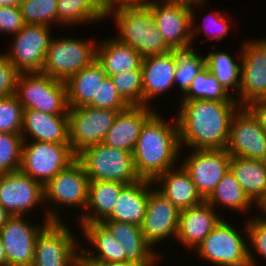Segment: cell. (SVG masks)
<instances>
[{
	"mask_svg": "<svg viewBox=\"0 0 266 266\" xmlns=\"http://www.w3.org/2000/svg\"><path fill=\"white\" fill-rule=\"evenodd\" d=\"M176 114L179 143L192 149H225L230 121L240 107L237 101H179Z\"/></svg>",
	"mask_w": 266,
	"mask_h": 266,
	"instance_id": "obj_1",
	"label": "cell"
},
{
	"mask_svg": "<svg viewBox=\"0 0 266 266\" xmlns=\"http://www.w3.org/2000/svg\"><path fill=\"white\" fill-rule=\"evenodd\" d=\"M161 115L156 112L144 124L132 152L134 166L141 179L154 181L175 167L182 155L177 119L169 122Z\"/></svg>",
	"mask_w": 266,
	"mask_h": 266,
	"instance_id": "obj_2",
	"label": "cell"
},
{
	"mask_svg": "<svg viewBox=\"0 0 266 266\" xmlns=\"http://www.w3.org/2000/svg\"><path fill=\"white\" fill-rule=\"evenodd\" d=\"M110 17L118 28L115 38L130 45L143 58L173 51L155 27L153 13L147 5L112 11L106 18Z\"/></svg>",
	"mask_w": 266,
	"mask_h": 266,
	"instance_id": "obj_3",
	"label": "cell"
},
{
	"mask_svg": "<svg viewBox=\"0 0 266 266\" xmlns=\"http://www.w3.org/2000/svg\"><path fill=\"white\" fill-rule=\"evenodd\" d=\"M89 183L85 169L77 159L67 168L59 171L43 186L44 203H50L48 208L44 207L46 209H44L43 221H63L61 214H64L62 212V210L65 211L64 207L66 209L76 207L78 211L81 209L82 212L78 217L83 214L88 202Z\"/></svg>",
	"mask_w": 266,
	"mask_h": 266,
	"instance_id": "obj_4",
	"label": "cell"
},
{
	"mask_svg": "<svg viewBox=\"0 0 266 266\" xmlns=\"http://www.w3.org/2000/svg\"><path fill=\"white\" fill-rule=\"evenodd\" d=\"M244 225L238 231L223 217L194 253L213 266H250L246 221Z\"/></svg>",
	"mask_w": 266,
	"mask_h": 266,
	"instance_id": "obj_5",
	"label": "cell"
},
{
	"mask_svg": "<svg viewBox=\"0 0 266 266\" xmlns=\"http://www.w3.org/2000/svg\"><path fill=\"white\" fill-rule=\"evenodd\" d=\"M88 179L130 184L139 181L133 154L125 149L112 148L104 143L95 144L77 154Z\"/></svg>",
	"mask_w": 266,
	"mask_h": 266,
	"instance_id": "obj_6",
	"label": "cell"
},
{
	"mask_svg": "<svg viewBox=\"0 0 266 266\" xmlns=\"http://www.w3.org/2000/svg\"><path fill=\"white\" fill-rule=\"evenodd\" d=\"M15 95L24 110L34 109L47 114L68 115L65 81L42 72L21 73Z\"/></svg>",
	"mask_w": 266,
	"mask_h": 266,
	"instance_id": "obj_7",
	"label": "cell"
},
{
	"mask_svg": "<svg viewBox=\"0 0 266 266\" xmlns=\"http://www.w3.org/2000/svg\"><path fill=\"white\" fill-rule=\"evenodd\" d=\"M97 44L93 38L52 37L41 72L66 81L96 60Z\"/></svg>",
	"mask_w": 266,
	"mask_h": 266,
	"instance_id": "obj_8",
	"label": "cell"
},
{
	"mask_svg": "<svg viewBox=\"0 0 266 266\" xmlns=\"http://www.w3.org/2000/svg\"><path fill=\"white\" fill-rule=\"evenodd\" d=\"M76 159L70 144L23 141L20 171L44 186Z\"/></svg>",
	"mask_w": 266,
	"mask_h": 266,
	"instance_id": "obj_9",
	"label": "cell"
},
{
	"mask_svg": "<svg viewBox=\"0 0 266 266\" xmlns=\"http://www.w3.org/2000/svg\"><path fill=\"white\" fill-rule=\"evenodd\" d=\"M64 222L50 221L40 230L32 266H75L81 243Z\"/></svg>",
	"mask_w": 266,
	"mask_h": 266,
	"instance_id": "obj_10",
	"label": "cell"
},
{
	"mask_svg": "<svg viewBox=\"0 0 266 266\" xmlns=\"http://www.w3.org/2000/svg\"><path fill=\"white\" fill-rule=\"evenodd\" d=\"M122 111L88 106L69 108V140L77 155L86 147L103 143L114 120Z\"/></svg>",
	"mask_w": 266,
	"mask_h": 266,
	"instance_id": "obj_11",
	"label": "cell"
},
{
	"mask_svg": "<svg viewBox=\"0 0 266 266\" xmlns=\"http://www.w3.org/2000/svg\"><path fill=\"white\" fill-rule=\"evenodd\" d=\"M52 28L42 24H26L12 37L9 51L4 54L21 73L41 72ZM8 52V53H7Z\"/></svg>",
	"mask_w": 266,
	"mask_h": 266,
	"instance_id": "obj_12",
	"label": "cell"
},
{
	"mask_svg": "<svg viewBox=\"0 0 266 266\" xmlns=\"http://www.w3.org/2000/svg\"><path fill=\"white\" fill-rule=\"evenodd\" d=\"M241 49L240 107L260 100L266 92V37L245 40Z\"/></svg>",
	"mask_w": 266,
	"mask_h": 266,
	"instance_id": "obj_13",
	"label": "cell"
},
{
	"mask_svg": "<svg viewBox=\"0 0 266 266\" xmlns=\"http://www.w3.org/2000/svg\"><path fill=\"white\" fill-rule=\"evenodd\" d=\"M181 160L182 166L191 177L198 192L206 201L217 184L230 170L231 156L225 149H192Z\"/></svg>",
	"mask_w": 266,
	"mask_h": 266,
	"instance_id": "obj_14",
	"label": "cell"
},
{
	"mask_svg": "<svg viewBox=\"0 0 266 266\" xmlns=\"http://www.w3.org/2000/svg\"><path fill=\"white\" fill-rule=\"evenodd\" d=\"M225 150L230 156L266 161V132L246 107L232 116Z\"/></svg>",
	"mask_w": 266,
	"mask_h": 266,
	"instance_id": "obj_15",
	"label": "cell"
},
{
	"mask_svg": "<svg viewBox=\"0 0 266 266\" xmlns=\"http://www.w3.org/2000/svg\"><path fill=\"white\" fill-rule=\"evenodd\" d=\"M146 5L153 13L155 27L173 50L193 49L190 7L159 0H147Z\"/></svg>",
	"mask_w": 266,
	"mask_h": 266,
	"instance_id": "obj_16",
	"label": "cell"
},
{
	"mask_svg": "<svg viewBox=\"0 0 266 266\" xmlns=\"http://www.w3.org/2000/svg\"><path fill=\"white\" fill-rule=\"evenodd\" d=\"M0 204L11 216L29 218L31 210L44 205L43 185L20 170L0 174Z\"/></svg>",
	"mask_w": 266,
	"mask_h": 266,
	"instance_id": "obj_17",
	"label": "cell"
},
{
	"mask_svg": "<svg viewBox=\"0 0 266 266\" xmlns=\"http://www.w3.org/2000/svg\"><path fill=\"white\" fill-rule=\"evenodd\" d=\"M180 210L158 192L149 180V198L140 229L146 242L157 251V244L169 238L176 241ZM162 241V242H161Z\"/></svg>",
	"mask_w": 266,
	"mask_h": 266,
	"instance_id": "obj_18",
	"label": "cell"
},
{
	"mask_svg": "<svg viewBox=\"0 0 266 266\" xmlns=\"http://www.w3.org/2000/svg\"><path fill=\"white\" fill-rule=\"evenodd\" d=\"M48 222L36 225L26 220L25 216H11L8 219L0 229L6 266H32L37 235Z\"/></svg>",
	"mask_w": 266,
	"mask_h": 266,
	"instance_id": "obj_19",
	"label": "cell"
},
{
	"mask_svg": "<svg viewBox=\"0 0 266 266\" xmlns=\"http://www.w3.org/2000/svg\"><path fill=\"white\" fill-rule=\"evenodd\" d=\"M176 63L177 50L142 59L143 106L152 107L156 97L174 87Z\"/></svg>",
	"mask_w": 266,
	"mask_h": 266,
	"instance_id": "obj_20",
	"label": "cell"
},
{
	"mask_svg": "<svg viewBox=\"0 0 266 266\" xmlns=\"http://www.w3.org/2000/svg\"><path fill=\"white\" fill-rule=\"evenodd\" d=\"M220 215L207 201L181 210L176 240L186 249L195 251L223 218Z\"/></svg>",
	"mask_w": 266,
	"mask_h": 266,
	"instance_id": "obj_21",
	"label": "cell"
},
{
	"mask_svg": "<svg viewBox=\"0 0 266 266\" xmlns=\"http://www.w3.org/2000/svg\"><path fill=\"white\" fill-rule=\"evenodd\" d=\"M23 141L70 144L68 115L47 114L34 109L23 112Z\"/></svg>",
	"mask_w": 266,
	"mask_h": 266,
	"instance_id": "obj_22",
	"label": "cell"
},
{
	"mask_svg": "<svg viewBox=\"0 0 266 266\" xmlns=\"http://www.w3.org/2000/svg\"><path fill=\"white\" fill-rule=\"evenodd\" d=\"M149 106H130L119 112L103 143L133 152L144 124L157 112Z\"/></svg>",
	"mask_w": 266,
	"mask_h": 266,
	"instance_id": "obj_23",
	"label": "cell"
},
{
	"mask_svg": "<svg viewBox=\"0 0 266 266\" xmlns=\"http://www.w3.org/2000/svg\"><path fill=\"white\" fill-rule=\"evenodd\" d=\"M102 223L122 246L125 261L138 266L159 265L157 262L162 260L161 256L146 242L140 226L119 221H103Z\"/></svg>",
	"mask_w": 266,
	"mask_h": 266,
	"instance_id": "obj_24",
	"label": "cell"
},
{
	"mask_svg": "<svg viewBox=\"0 0 266 266\" xmlns=\"http://www.w3.org/2000/svg\"><path fill=\"white\" fill-rule=\"evenodd\" d=\"M153 184L155 189L180 211L205 201L181 164L159 175Z\"/></svg>",
	"mask_w": 266,
	"mask_h": 266,
	"instance_id": "obj_25",
	"label": "cell"
},
{
	"mask_svg": "<svg viewBox=\"0 0 266 266\" xmlns=\"http://www.w3.org/2000/svg\"><path fill=\"white\" fill-rule=\"evenodd\" d=\"M149 198V180L126 184L120 191L112 213L104 221H119L140 226Z\"/></svg>",
	"mask_w": 266,
	"mask_h": 266,
	"instance_id": "obj_26",
	"label": "cell"
},
{
	"mask_svg": "<svg viewBox=\"0 0 266 266\" xmlns=\"http://www.w3.org/2000/svg\"><path fill=\"white\" fill-rule=\"evenodd\" d=\"M107 74L95 60L66 81L69 108L88 106L97 108V90Z\"/></svg>",
	"mask_w": 266,
	"mask_h": 266,
	"instance_id": "obj_27",
	"label": "cell"
},
{
	"mask_svg": "<svg viewBox=\"0 0 266 266\" xmlns=\"http://www.w3.org/2000/svg\"><path fill=\"white\" fill-rule=\"evenodd\" d=\"M142 59L130 45L119 42L115 36L97 44L96 60L107 76L141 70Z\"/></svg>",
	"mask_w": 266,
	"mask_h": 266,
	"instance_id": "obj_28",
	"label": "cell"
},
{
	"mask_svg": "<svg viewBox=\"0 0 266 266\" xmlns=\"http://www.w3.org/2000/svg\"><path fill=\"white\" fill-rule=\"evenodd\" d=\"M124 183L91 181L85 212L78 217L79 224L102 223L113 211Z\"/></svg>",
	"mask_w": 266,
	"mask_h": 266,
	"instance_id": "obj_29",
	"label": "cell"
},
{
	"mask_svg": "<svg viewBox=\"0 0 266 266\" xmlns=\"http://www.w3.org/2000/svg\"><path fill=\"white\" fill-rule=\"evenodd\" d=\"M79 227L88 245L93 246L89 249L81 245V249L87 255L105 263L125 261L122 246L103 223L80 224Z\"/></svg>",
	"mask_w": 266,
	"mask_h": 266,
	"instance_id": "obj_30",
	"label": "cell"
},
{
	"mask_svg": "<svg viewBox=\"0 0 266 266\" xmlns=\"http://www.w3.org/2000/svg\"><path fill=\"white\" fill-rule=\"evenodd\" d=\"M230 170L255 203L266 193V161L231 156Z\"/></svg>",
	"mask_w": 266,
	"mask_h": 266,
	"instance_id": "obj_31",
	"label": "cell"
},
{
	"mask_svg": "<svg viewBox=\"0 0 266 266\" xmlns=\"http://www.w3.org/2000/svg\"><path fill=\"white\" fill-rule=\"evenodd\" d=\"M214 209L216 206L227 208L237 213H247L253 210L256 205L245 193L244 189L235 179L234 174L229 170L222 180L217 184L214 192L206 200ZM220 205V206H219ZM222 206V208H221Z\"/></svg>",
	"mask_w": 266,
	"mask_h": 266,
	"instance_id": "obj_32",
	"label": "cell"
},
{
	"mask_svg": "<svg viewBox=\"0 0 266 266\" xmlns=\"http://www.w3.org/2000/svg\"><path fill=\"white\" fill-rule=\"evenodd\" d=\"M205 66L221 86L236 99L240 89L241 53L236 62L231 54L225 51H209V54L205 56ZM231 91H234V95Z\"/></svg>",
	"mask_w": 266,
	"mask_h": 266,
	"instance_id": "obj_33",
	"label": "cell"
},
{
	"mask_svg": "<svg viewBox=\"0 0 266 266\" xmlns=\"http://www.w3.org/2000/svg\"><path fill=\"white\" fill-rule=\"evenodd\" d=\"M104 19L98 0H58L57 25L61 27L95 24Z\"/></svg>",
	"mask_w": 266,
	"mask_h": 266,
	"instance_id": "obj_34",
	"label": "cell"
},
{
	"mask_svg": "<svg viewBox=\"0 0 266 266\" xmlns=\"http://www.w3.org/2000/svg\"><path fill=\"white\" fill-rule=\"evenodd\" d=\"M192 100L236 101L206 66L197 74L188 91L180 97V101Z\"/></svg>",
	"mask_w": 266,
	"mask_h": 266,
	"instance_id": "obj_35",
	"label": "cell"
},
{
	"mask_svg": "<svg viewBox=\"0 0 266 266\" xmlns=\"http://www.w3.org/2000/svg\"><path fill=\"white\" fill-rule=\"evenodd\" d=\"M195 49L177 51L174 86L181 90L182 97L190 88L197 74L205 67V55L199 54Z\"/></svg>",
	"mask_w": 266,
	"mask_h": 266,
	"instance_id": "obj_36",
	"label": "cell"
},
{
	"mask_svg": "<svg viewBox=\"0 0 266 266\" xmlns=\"http://www.w3.org/2000/svg\"><path fill=\"white\" fill-rule=\"evenodd\" d=\"M204 5H207V4L201 3L198 5H194L193 7H190L191 17H192V24L191 25H192V40H193L192 41V47H193V49H195L194 48V38H197L199 33L204 32V35L207 36L212 29L211 27H213V28L215 27L214 32L211 31L212 37H210V35H209L208 36L209 38H207V39L205 38L204 40L206 42L208 40L209 41H213V40L220 41L224 37H227V34H228L230 28H232V26H233L232 25L233 22L231 23V22H229L230 20L225 19L226 17L222 16V12L219 10H213L212 12L210 11V13L205 16L208 18L209 23L211 22L210 24L208 22L206 23L207 20L206 21L203 20L204 23H202V24H199V23L196 24L195 21H196L197 17H195L196 16L195 10L198 7L197 9H200V11H201V8L206 7ZM208 24L211 26H209Z\"/></svg>",
	"mask_w": 266,
	"mask_h": 266,
	"instance_id": "obj_37",
	"label": "cell"
},
{
	"mask_svg": "<svg viewBox=\"0 0 266 266\" xmlns=\"http://www.w3.org/2000/svg\"><path fill=\"white\" fill-rule=\"evenodd\" d=\"M58 0H23L20 9L26 24L57 26Z\"/></svg>",
	"mask_w": 266,
	"mask_h": 266,
	"instance_id": "obj_38",
	"label": "cell"
},
{
	"mask_svg": "<svg viewBox=\"0 0 266 266\" xmlns=\"http://www.w3.org/2000/svg\"><path fill=\"white\" fill-rule=\"evenodd\" d=\"M22 145L21 134L0 132V174L20 170Z\"/></svg>",
	"mask_w": 266,
	"mask_h": 266,
	"instance_id": "obj_39",
	"label": "cell"
},
{
	"mask_svg": "<svg viewBox=\"0 0 266 266\" xmlns=\"http://www.w3.org/2000/svg\"><path fill=\"white\" fill-rule=\"evenodd\" d=\"M121 97L130 106H143V86L141 70L126 71L109 76Z\"/></svg>",
	"mask_w": 266,
	"mask_h": 266,
	"instance_id": "obj_40",
	"label": "cell"
},
{
	"mask_svg": "<svg viewBox=\"0 0 266 266\" xmlns=\"http://www.w3.org/2000/svg\"><path fill=\"white\" fill-rule=\"evenodd\" d=\"M24 108L16 95L0 98V132L21 134Z\"/></svg>",
	"mask_w": 266,
	"mask_h": 266,
	"instance_id": "obj_41",
	"label": "cell"
},
{
	"mask_svg": "<svg viewBox=\"0 0 266 266\" xmlns=\"http://www.w3.org/2000/svg\"><path fill=\"white\" fill-rule=\"evenodd\" d=\"M248 219H246V227L248 231L249 263L250 266H257L256 255L266 260V219L260 218L256 214ZM251 251L256 254L254 255Z\"/></svg>",
	"mask_w": 266,
	"mask_h": 266,
	"instance_id": "obj_42",
	"label": "cell"
},
{
	"mask_svg": "<svg viewBox=\"0 0 266 266\" xmlns=\"http://www.w3.org/2000/svg\"><path fill=\"white\" fill-rule=\"evenodd\" d=\"M130 105L121 97L111 78L107 76L97 90V108L124 111Z\"/></svg>",
	"mask_w": 266,
	"mask_h": 266,
	"instance_id": "obj_43",
	"label": "cell"
},
{
	"mask_svg": "<svg viewBox=\"0 0 266 266\" xmlns=\"http://www.w3.org/2000/svg\"><path fill=\"white\" fill-rule=\"evenodd\" d=\"M20 74L7 56L3 52L0 53V98L16 94Z\"/></svg>",
	"mask_w": 266,
	"mask_h": 266,
	"instance_id": "obj_44",
	"label": "cell"
},
{
	"mask_svg": "<svg viewBox=\"0 0 266 266\" xmlns=\"http://www.w3.org/2000/svg\"><path fill=\"white\" fill-rule=\"evenodd\" d=\"M26 25L20 7L0 6V33L14 35Z\"/></svg>",
	"mask_w": 266,
	"mask_h": 266,
	"instance_id": "obj_45",
	"label": "cell"
},
{
	"mask_svg": "<svg viewBox=\"0 0 266 266\" xmlns=\"http://www.w3.org/2000/svg\"><path fill=\"white\" fill-rule=\"evenodd\" d=\"M98 2L101 12L107 17L112 11L146 5L147 0H98Z\"/></svg>",
	"mask_w": 266,
	"mask_h": 266,
	"instance_id": "obj_46",
	"label": "cell"
},
{
	"mask_svg": "<svg viewBox=\"0 0 266 266\" xmlns=\"http://www.w3.org/2000/svg\"><path fill=\"white\" fill-rule=\"evenodd\" d=\"M245 107L252 113L262 129L266 132V103L257 100L249 103Z\"/></svg>",
	"mask_w": 266,
	"mask_h": 266,
	"instance_id": "obj_47",
	"label": "cell"
},
{
	"mask_svg": "<svg viewBox=\"0 0 266 266\" xmlns=\"http://www.w3.org/2000/svg\"><path fill=\"white\" fill-rule=\"evenodd\" d=\"M75 266H107V263L95 260L80 248L76 255Z\"/></svg>",
	"mask_w": 266,
	"mask_h": 266,
	"instance_id": "obj_48",
	"label": "cell"
},
{
	"mask_svg": "<svg viewBox=\"0 0 266 266\" xmlns=\"http://www.w3.org/2000/svg\"><path fill=\"white\" fill-rule=\"evenodd\" d=\"M159 1L193 7L194 5H198L201 3H207L208 0H159Z\"/></svg>",
	"mask_w": 266,
	"mask_h": 266,
	"instance_id": "obj_49",
	"label": "cell"
},
{
	"mask_svg": "<svg viewBox=\"0 0 266 266\" xmlns=\"http://www.w3.org/2000/svg\"><path fill=\"white\" fill-rule=\"evenodd\" d=\"M256 208L258 207L260 210V214L258 213V217L266 219V193L264 194V196L257 202V204L255 205ZM262 212V214H261ZM264 214V215H263ZM262 215V216H261Z\"/></svg>",
	"mask_w": 266,
	"mask_h": 266,
	"instance_id": "obj_50",
	"label": "cell"
},
{
	"mask_svg": "<svg viewBox=\"0 0 266 266\" xmlns=\"http://www.w3.org/2000/svg\"><path fill=\"white\" fill-rule=\"evenodd\" d=\"M11 215L6 211V209L0 204V229L5 225Z\"/></svg>",
	"mask_w": 266,
	"mask_h": 266,
	"instance_id": "obj_51",
	"label": "cell"
},
{
	"mask_svg": "<svg viewBox=\"0 0 266 266\" xmlns=\"http://www.w3.org/2000/svg\"><path fill=\"white\" fill-rule=\"evenodd\" d=\"M23 0H0V6H8V7H13L17 6L20 7V4Z\"/></svg>",
	"mask_w": 266,
	"mask_h": 266,
	"instance_id": "obj_52",
	"label": "cell"
},
{
	"mask_svg": "<svg viewBox=\"0 0 266 266\" xmlns=\"http://www.w3.org/2000/svg\"><path fill=\"white\" fill-rule=\"evenodd\" d=\"M0 266H6V252L1 238H0Z\"/></svg>",
	"mask_w": 266,
	"mask_h": 266,
	"instance_id": "obj_53",
	"label": "cell"
},
{
	"mask_svg": "<svg viewBox=\"0 0 266 266\" xmlns=\"http://www.w3.org/2000/svg\"><path fill=\"white\" fill-rule=\"evenodd\" d=\"M107 266H138V265L128 261H122V262H108Z\"/></svg>",
	"mask_w": 266,
	"mask_h": 266,
	"instance_id": "obj_54",
	"label": "cell"
},
{
	"mask_svg": "<svg viewBox=\"0 0 266 266\" xmlns=\"http://www.w3.org/2000/svg\"><path fill=\"white\" fill-rule=\"evenodd\" d=\"M260 101L265 102L266 103V92L265 95L260 99Z\"/></svg>",
	"mask_w": 266,
	"mask_h": 266,
	"instance_id": "obj_55",
	"label": "cell"
}]
</instances>
